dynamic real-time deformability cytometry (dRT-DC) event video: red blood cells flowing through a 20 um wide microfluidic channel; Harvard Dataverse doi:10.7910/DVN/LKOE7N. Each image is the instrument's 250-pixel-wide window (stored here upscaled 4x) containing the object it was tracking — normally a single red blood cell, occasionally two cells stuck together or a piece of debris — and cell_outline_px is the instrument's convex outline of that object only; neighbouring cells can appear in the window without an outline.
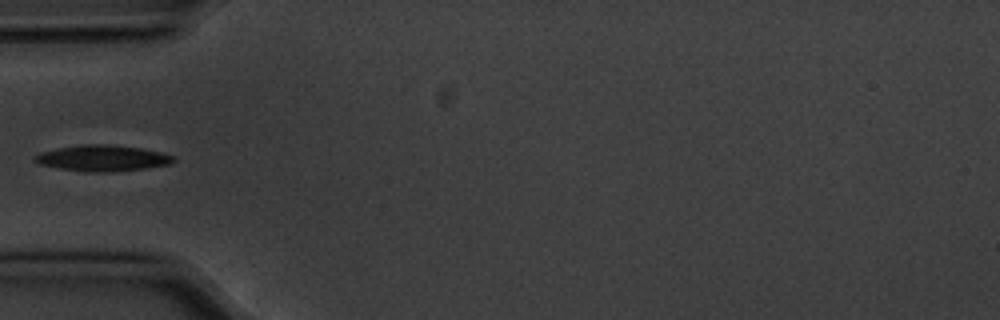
{"species": "common noctule bat (a hibernating species)", "species_latin": "Nyctalus noctula", "temperature_condition": "cold", "stored_images_in_passage": 4, "camera_frame_rate_fps": 3000, "um_per_image_px": 0.085, "animal": {"sex": "male", "body_mass_g": 20.1, "forearm_length_mm": 53.5}, "frame": {"image": 1, "passage_image": 4, "time_ms": 1.0, "image_size_px": [1000, 320], "cell_outline_px": [[176, 160], [172, 164], [144, 168], [112, 172], [84, 172], [60, 168], [40, 164], [32, 160], [40, 152], [56, 148], [80, 144], [108, 144], [140, 148], [164, 152], [176, 156]], "centroid_in_image_um": [8.75, 13.44], "position_along_channel_um": 76.2, "area_um2": 21.27}}